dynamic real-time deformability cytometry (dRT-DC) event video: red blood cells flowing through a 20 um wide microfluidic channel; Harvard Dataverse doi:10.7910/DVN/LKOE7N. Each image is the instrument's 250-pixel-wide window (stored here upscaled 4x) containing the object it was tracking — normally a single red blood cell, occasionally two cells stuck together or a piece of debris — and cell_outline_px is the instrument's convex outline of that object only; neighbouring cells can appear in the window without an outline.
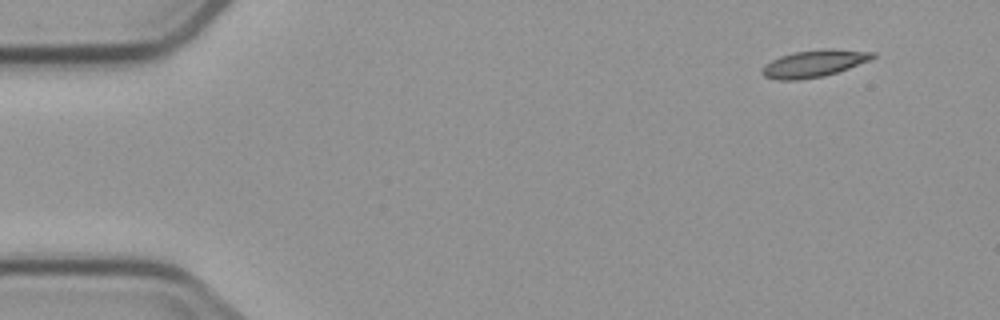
{"species": "common noctule bat (a hibernating species)", "species_latin": "Nyctalus noctula", "temperature_condition": "cold", "stored_images_in_passage": 4, "camera_frame_rate_fps": 3000, "um_per_image_px": 0.085, "animal": {"sex": "male", "body_mass_g": 23.1, "forearm_length_mm": 52.7}, "frame": {"image": 1, "passage_image": 1, "time_ms": 0.0, "image_size_px": [1000, 320], "cell_outline_px": [[876, 56], [868, 60], [848, 68], [824, 76], [796, 80], [776, 80], [764, 76], [760, 72], [760, 68], [764, 64], [780, 56], [792, 52], [824, 48], [832, 48], [876, 52]], "centroid_in_image_um": [69.14, 5.39], "position_along_channel_um": 15.9, "area_um2": 17.57}}